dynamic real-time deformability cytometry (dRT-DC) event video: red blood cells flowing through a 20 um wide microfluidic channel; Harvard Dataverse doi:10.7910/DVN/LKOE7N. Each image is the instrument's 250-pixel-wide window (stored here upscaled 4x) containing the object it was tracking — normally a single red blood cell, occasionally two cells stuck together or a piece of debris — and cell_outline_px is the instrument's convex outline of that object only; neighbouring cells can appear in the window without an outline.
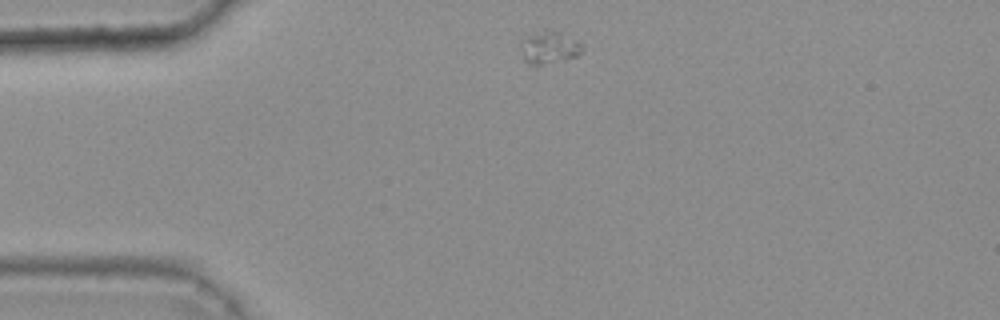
{"species": "common noctule bat (a hibernating species)", "species_latin": "Nyctalus noctula", "temperature_condition": "warm", "stored_images_in_passage": 39, "camera_frame_rate_fps": 3000, "um_per_image_px": 0.085, "animal": {"sex": "female", "body_mass_g": 25.1}, "frame": {"image": 1, "passage_image": 1, "time_ms": 0.0, "image_size_px": [1000, 320], "cell_outline_px": [[584, 48], [576, 56], [564, 60], [540, 64], [528, 64], [524, 60], [520, 40], [524, 36], [548, 32], [556, 32], [576, 40], [584, 44]], "centroid_in_image_um": [46.68, 4.07], "position_along_channel_um": 38.3, "area_um2": 11.1}}
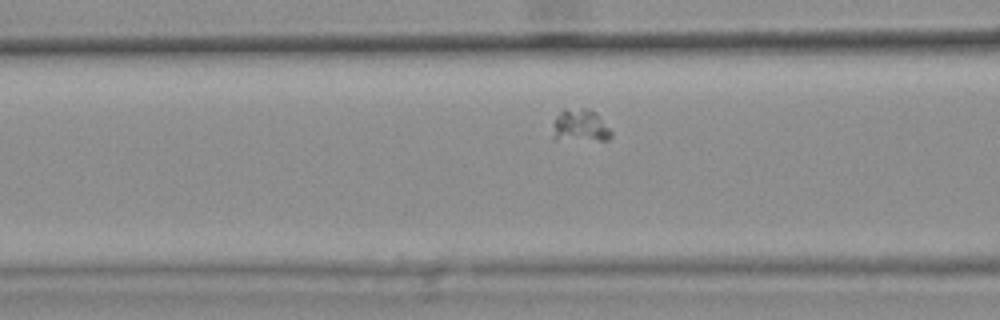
{"frame": {"image": 2, "passage_image": 10, "time_ms": 3.0, "image_size_px": [1000, 320], "cell_outline_px": [[612, 136], [608, 140], [552, 140], [552, 136], [556, 116], [564, 108], [588, 108], [596, 112], [612, 132]], "centroid_in_image_um": [49.31, 10.69], "position_along_channel_um": 117.3, "area_um2": 11.33}}
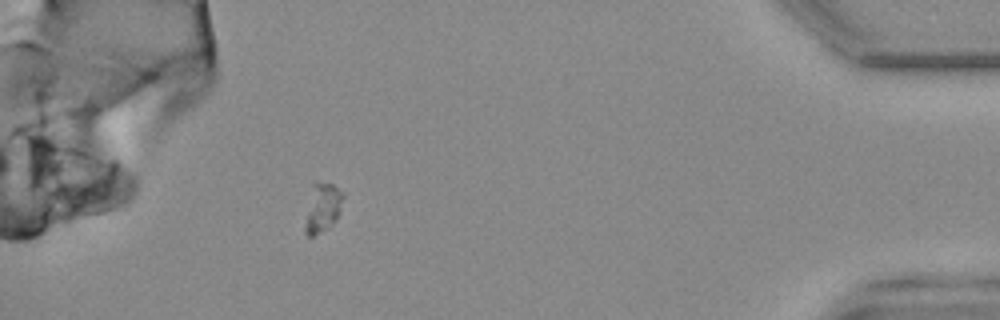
{"frame": {"image": 3, "passage_image": 38, "time_ms": 12.333, "image_size_px": [1000, 320], "cell_outline_px": [[344, 196], [340, 212], [336, 220], [328, 228], [312, 236], [308, 236], [304, 232], [304, 228], [312, 180], [316, 180], [332, 184], [344, 192]], "centroid_in_image_um": [27.42, 17.6], "position_along_channel_um": 407.8, "area_um2": 11.16}}